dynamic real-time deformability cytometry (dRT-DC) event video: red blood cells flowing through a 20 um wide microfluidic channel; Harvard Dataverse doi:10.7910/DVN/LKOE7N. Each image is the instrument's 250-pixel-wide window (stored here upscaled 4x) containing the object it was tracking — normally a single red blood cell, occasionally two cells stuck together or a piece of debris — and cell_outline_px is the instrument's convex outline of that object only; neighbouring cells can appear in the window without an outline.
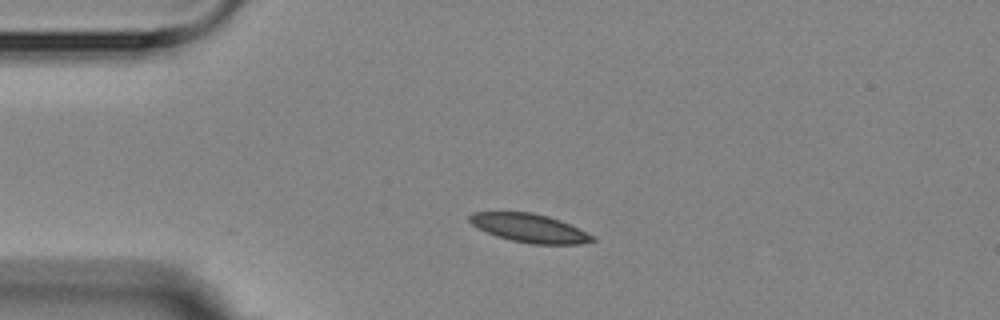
{"species": "Egyptian fruit bat (a non-hibernating species)", "species_latin": "Rousettus aegyptiacus", "temperature_condition": "room temperature", "stored_images_in_passage": 3, "camera_frame_rate_fps": 3000, "um_per_image_px": 0.085, "animal": {"sex": "female"}, "frame": {"image": 1, "passage_image": 2, "time_ms": 1.0, "image_size_px": [1000, 320], "cell_outline_px": [[596, 240], [580, 244], [532, 244], [512, 240], [496, 236], [472, 224], [468, 220], [468, 216], [472, 212], [532, 212], [548, 216], [560, 220], [596, 236]], "centroid_in_image_um": [45.04, 19.38], "position_along_channel_um": 40.0, "area_um2": 20.35}}